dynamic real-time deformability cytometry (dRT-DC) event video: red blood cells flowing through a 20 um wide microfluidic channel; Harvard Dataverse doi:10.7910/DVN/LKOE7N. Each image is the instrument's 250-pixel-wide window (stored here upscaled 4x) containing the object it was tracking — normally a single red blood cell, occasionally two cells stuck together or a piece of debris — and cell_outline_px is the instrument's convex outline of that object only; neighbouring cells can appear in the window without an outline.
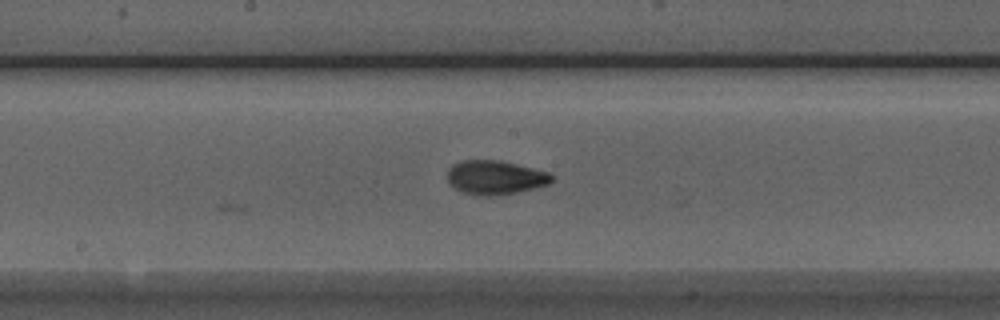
{"species": "Egyptian fruit bat (a non-hibernating species)", "species_latin": "Rousettus aegyptiacus", "temperature_condition": "room temperature", "stored_images_in_passage": 12, "camera_frame_rate_fps": 3000, "um_per_image_px": 0.085, "animal": {"sex": "male"}, "frame": {"image": 1, "passage_image": 12, "time_ms": 3.667, "image_size_px": [1000, 320], "cell_outline_px": [[556, 176], [548, 184], [516, 192], [488, 196], [476, 196], [464, 192], [456, 188], [448, 180], [448, 168], [452, 164], [464, 160], [500, 160], [548, 172]], "centroid_in_image_um": [42.09, 15.07], "position_along_channel_um": 206.1, "area_um2": 20.46}}